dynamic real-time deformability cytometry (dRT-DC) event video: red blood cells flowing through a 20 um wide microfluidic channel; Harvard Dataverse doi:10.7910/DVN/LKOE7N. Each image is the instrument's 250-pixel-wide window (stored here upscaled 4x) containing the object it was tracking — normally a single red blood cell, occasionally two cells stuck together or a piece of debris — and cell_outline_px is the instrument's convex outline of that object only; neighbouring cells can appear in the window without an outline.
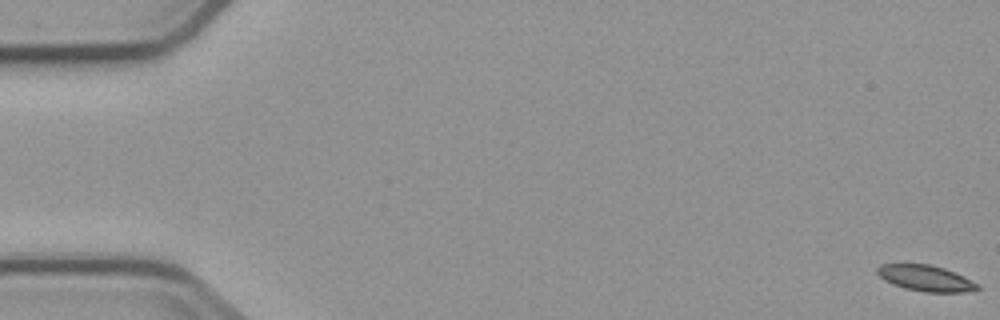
{"species": "common noctule bat (a hibernating species)", "species_latin": "Nyctalus noctula", "temperature_condition": "cold", "stored_images_in_passage": 7, "camera_frame_rate_fps": 3000, "um_per_image_px": 0.085, "animal": {"sex": "male", "body_mass_g": 23.1, "forearm_length_mm": 52.7}, "frame": {"image": 1, "passage_image": 1, "time_ms": 0.0, "image_size_px": [1000, 320], "cell_outline_px": [[980, 288], [964, 292], [924, 292], [904, 288], [892, 284], [884, 280], [876, 272], [876, 268], [880, 264], [932, 264], [944, 268], [964, 276], [980, 284]], "centroid_in_image_um": [78.68, 23.64], "position_along_channel_um": 6.3, "area_um2": 15.26}}